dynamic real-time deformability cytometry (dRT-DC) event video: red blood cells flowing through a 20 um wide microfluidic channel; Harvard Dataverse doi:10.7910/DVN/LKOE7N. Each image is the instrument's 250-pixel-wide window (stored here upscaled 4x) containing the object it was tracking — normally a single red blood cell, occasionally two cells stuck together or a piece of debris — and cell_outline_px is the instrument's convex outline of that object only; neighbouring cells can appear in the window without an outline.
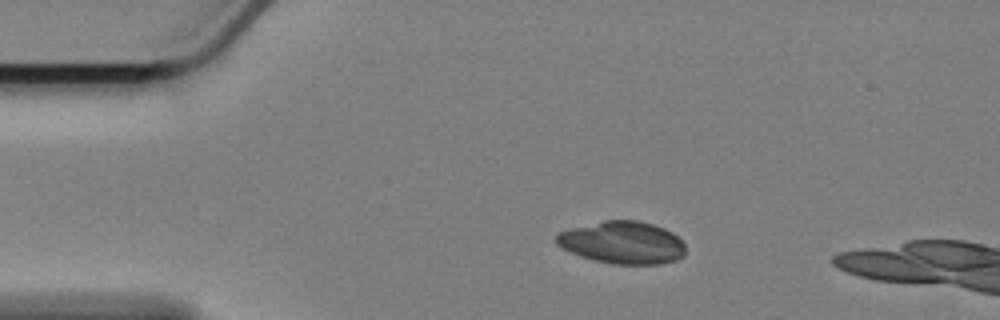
{"species": "Egyptian fruit bat (a non-hibernating species)", "species_latin": "Rousettus aegyptiacus", "temperature_condition": "cold", "stored_images_in_passage": 14, "camera_frame_rate_fps": 3000, "um_per_image_px": 0.085, "animal": {"sex": "female"}, "frame": {"image": 1, "passage_image": 10, "time_ms": 3.0, "image_size_px": [1000, 320], "cell_outline_px": [[684, 256], [676, 260], [660, 264], [612, 264], [592, 260], [580, 256], [556, 244], [556, 236], [560, 232], [572, 228], [604, 220], [636, 220], [652, 224], [664, 228], [672, 232], [684, 244]], "centroid_in_image_um": [52.92, 20.62], "position_along_channel_um": 32.1, "area_um2": 31.79}}